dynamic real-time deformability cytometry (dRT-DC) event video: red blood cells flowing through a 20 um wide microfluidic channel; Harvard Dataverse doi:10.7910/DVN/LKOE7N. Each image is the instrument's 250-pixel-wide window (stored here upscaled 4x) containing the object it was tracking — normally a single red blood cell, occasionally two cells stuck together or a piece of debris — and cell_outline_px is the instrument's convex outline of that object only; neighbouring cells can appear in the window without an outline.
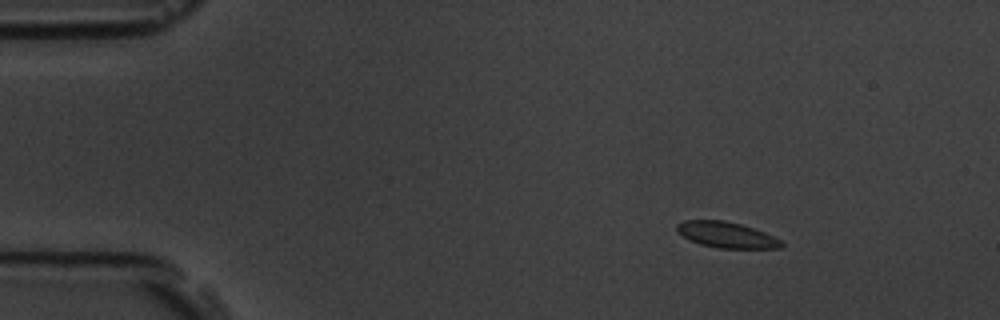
{"species": "common noctule bat (a hibernating species)", "species_latin": "Nyctalus noctula", "temperature_condition": "room temperature", "stored_images_in_passage": 5, "camera_frame_rate_fps": 3000, "um_per_image_px": 0.085, "animal": {"sex": "male", "body_mass_g": 19.5, "forearm_length_mm": 54.6}, "frame": {"image": 1, "passage_image": 3, "time_ms": 0.667, "image_size_px": [1000, 320], "cell_outline_px": [[784, 244], [780, 248], [716, 248], [700, 244], [688, 240], [676, 228], [676, 224], [684, 220], [724, 220], [740, 224], [764, 232], [780, 240]], "centroid_in_image_um": [61.73, 19.96], "position_along_channel_um": 23.3, "area_um2": 15.61}}